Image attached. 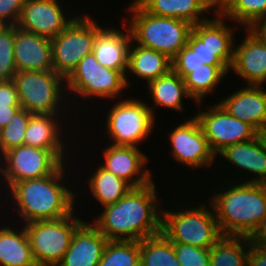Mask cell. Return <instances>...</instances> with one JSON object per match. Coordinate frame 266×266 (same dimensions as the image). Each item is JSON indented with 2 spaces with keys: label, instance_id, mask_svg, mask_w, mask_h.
Wrapping results in <instances>:
<instances>
[{
  "label": "cell",
  "instance_id": "cell-1",
  "mask_svg": "<svg viewBox=\"0 0 266 266\" xmlns=\"http://www.w3.org/2000/svg\"><path fill=\"white\" fill-rule=\"evenodd\" d=\"M156 200L153 182L132 188L118 202L105 206L94 226L109 241H141L156 236L161 233L162 222Z\"/></svg>",
  "mask_w": 266,
  "mask_h": 266
},
{
  "label": "cell",
  "instance_id": "cell-2",
  "mask_svg": "<svg viewBox=\"0 0 266 266\" xmlns=\"http://www.w3.org/2000/svg\"><path fill=\"white\" fill-rule=\"evenodd\" d=\"M211 206L222 235L251 238L266 218V184L234 185L214 195Z\"/></svg>",
  "mask_w": 266,
  "mask_h": 266
},
{
  "label": "cell",
  "instance_id": "cell-3",
  "mask_svg": "<svg viewBox=\"0 0 266 266\" xmlns=\"http://www.w3.org/2000/svg\"><path fill=\"white\" fill-rule=\"evenodd\" d=\"M63 165L46 177L18 181L10 187L20 216L26 223L55 220L72 214L74 193L58 183L64 173Z\"/></svg>",
  "mask_w": 266,
  "mask_h": 266
},
{
  "label": "cell",
  "instance_id": "cell-4",
  "mask_svg": "<svg viewBox=\"0 0 266 266\" xmlns=\"http://www.w3.org/2000/svg\"><path fill=\"white\" fill-rule=\"evenodd\" d=\"M128 30L138 45L166 54L171 60L187 44L193 25L181 19L157 16L145 11L136 1Z\"/></svg>",
  "mask_w": 266,
  "mask_h": 266
},
{
  "label": "cell",
  "instance_id": "cell-5",
  "mask_svg": "<svg viewBox=\"0 0 266 266\" xmlns=\"http://www.w3.org/2000/svg\"><path fill=\"white\" fill-rule=\"evenodd\" d=\"M213 213L204 206L179 212L161 211V233L172 243L210 249L223 236Z\"/></svg>",
  "mask_w": 266,
  "mask_h": 266
},
{
  "label": "cell",
  "instance_id": "cell-6",
  "mask_svg": "<svg viewBox=\"0 0 266 266\" xmlns=\"http://www.w3.org/2000/svg\"><path fill=\"white\" fill-rule=\"evenodd\" d=\"M73 213L55 220H39L25 225L37 266H57L68 250L75 230L83 223Z\"/></svg>",
  "mask_w": 266,
  "mask_h": 266
},
{
  "label": "cell",
  "instance_id": "cell-7",
  "mask_svg": "<svg viewBox=\"0 0 266 266\" xmlns=\"http://www.w3.org/2000/svg\"><path fill=\"white\" fill-rule=\"evenodd\" d=\"M101 30L88 17H75L61 33L51 39L54 71L66 80L78 63L93 53L94 40Z\"/></svg>",
  "mask_w": 266,
  "mask_h": 266
},
{
  "label": "cell",
  "instance_id": "cell-8",
  "mask_svg": "<svg viewBox=\"0 0 266 266\" xmlns=\"http://www.w3.org/2000/svg\"><path fill=\"white\" fill-rule=\"evenodd\" d=\"M13 81L22 109L31 114H57L61 83L66 81L62 76L55 71H17Z\"/></svg>",
  "mask_w": 266,
  "mask_h": 266
},
{
  "label": "cell",
  "instance_id": "cell-9",
  "mask_svg": "<svg viewBox=\"0 0 266 266\" xmlns=\"http://www.w3.org/2000/svg\"><path fill=\"white\" fill-rule=\"evenodd\" d=\"M216 14L220 18L193 25L186 45L204 64L227 66L230 69L234 53L233 34L225 26L222 14L218 11Z\"/></svg>",
  "mask_w": 266,
  "mask_h": 266
},
{
  "label": "cell",
  "instance_id": "cell-10",
  "mask_svg": "<svg viewBox=\"0 0 266 266\" xmlns=\"http://www.w3.org/2000/svg\"><path fill=\"white\" fill-rule=\"evenodd\" d=\"M63 153V149H42L24 144L3 154L7 164L0 171L9 187L18 181L43 178L63 164Z\"/></svg>",
  "mask_w": 266,
  "mask_h": 266
},
{
  "label": "cell",
  "instance_id": "cell-11",
  "mask_svg": "<svg viewBox=\"0 0 266 266\" xmlns=\"http://www.w3.org/2000/svg\"><path fill=\"white\" fill-rule=\"evenodd\" d=\"M151 108L139 100L116 103L107 117V132L114 146H136L148 136L154 125Z\"/></svg>",
  "mask_w": 266,
  "mask_h": 266
},
{
  "label": "cell",
  "instance_id": "cell-12",
  "mask_svg": "<svg viewBox=\"0 0 266 266\" xmlns=\"http://www.w3.org/2000/svg\"><path fill=\"white\" fill-rule=\"evenodd\" d=\"M127 79L121 71L100 65L91 53L78 63L65 82H68V88L81 96L112 99L128 86Z\"/></svg>",
  "mask_w": 266,
  "mask_h": 266
},
{
  "label": "cell",
  "instance_id": "cell-13",
  "mask_svg": "<svg viewBox=\"0 0 266 266\" xmlns=\"http://www.w3.org/2000/svg\"><path fill=\"white\" fill-rule=\"evenodd\" d=\"M195 117L216 155L229 145L244 143L257 136L250 124L230 115L219 103Z\"/></svg>",
  "mask_w": 266,
  "mask_h": 266
},
{
  "label": "cell",
  "instance_id": "cell-14",
  "mask_svg": "<svg viewBox=\"0 0 266 266\" xmlns=\"http://www.w3.org/2000/svg\"><path fill=\"white\" fill-rule=\"evenodd\" d=\"M169 137L173 146L172 155L188 166L209 165L216 156L195 116L172 130Z\"/></svg>",
  "mask_w": 266,
  "mask_h": 266
},
{
  "label": "cell",
  "instance_id": "cell-15",
  "mask_svg": "<svg viewBox=\"0 0 266 266\" xmlns=\"http://www.w3.org/2000/svg\"><path fill=\"white\" fill-rule=\"evenodd\" d=\"M57 0H25L17 27L52 39L74 19L64 17ZM68 20V21H67Z\"/></svg>",
  "mask_w": 266,
  "mask_h": 266
},
{
  "label": "cell",
  "instance_id": "cell-16",
  "mask_svg": "<svg viewBox=\"0 0 266 266\" xmlns=\"http://www.w3.org/2000/svg\"><path fill=\"white\" fill-rule=\"evenodd\" d=\"M14 60L16 71H54L51 39L19 29L15 25Z\"/></svg>",
  "mask_w": 266,
  "mask_h": 266
},
{
  "label": "cell",
  "instance_id": "cell-17",
  "mask_svg": "<svg viewBox=\"0 0 266 266\" xmlns=\"http://www.w3.org/2000/svg\"><path fill=\"white\" fill-rule=\"evenodd\" d=\"M104 158L105 164L99 166L125 180L133 188L143 187L153 182L151 173L148 170L145 171L144 169V171L141 172L147 159L146 156L137 149V146L111 145L104 151ZM139 173L142 174L140 175ZM136 175L138 177L133 179Z\"/></svg>",
  "mask_w": 266,
  "mask_h": 266
},
{
  "label": "cell",
  "instance_id": "cell-18",
  "mask_svg": "<svg viewBox=\"0 0 266 266\" xmlns=\"http://www.w3.org/2000/svg\"><path fill=\"white\" fill-rule=\"evenodd\" d=\"M108 239L94 226L83 222L57 266H98Z\"/></svg>",
  "mask_w": 266,
  "mask_h": 266
},
{
  "label": "cell",
  "instance_id": "cell-19",
  "mask_svg": "<svg viewBox=\"0 0 266 266\" xmlns=\"http://www.w3.org/2000/svg\"><path fill=\"white\" fill-rule=\"evenodd\" d=\"M234 49L231 69L248 81V85L261 86L266 81V44L251 30Z\"/></svg>",
  "mask_w": 266,
  "mask_h": 266
},
{
  "label": "cell",
  "instance_id": "cell-20",
  "mask_svg": "<svg viewBox=\"0 0 266 266\" xmlns=\"http://www.w3.org/2000/svg\"><path fill=\"white\" fill-rule=\"evenodd\" d=\"M263 89L261 86H246L219 104L230 115L258 131L266 126V92Z\"/></svg>",
  "mask_w": 266,
  "mask_h": 266
},
{
  "label": "cell",
  "instance_id": "cell-21",
  "mask_svg": "<svg viewBox=\"0 0 266 266\" xmlns=\"http://www.w3.org/2000/svg\"><path fill=\"white\" fill-rule=\"evenodd\" d=\"M125 35L121 30L102 29L94 40L93 54L100 65L121 71L124 75L128 69L131 33Z\"/></svg>",
  "mask_w": 266,
  "mask_h": 266
},
{
  "label": "cell",
  "instance_id": "cell-22",
  "mask_svg": "<svg viewBox=\"0 0 266 266\" xmlns=\"http://www.w3.org/2000/svg\"><path fill=\"white\" fill-rule=\"evenodd\" d=\"M148 13L184 20L192 25L208 18L202 15L213 6L212 0H135Z\"/></svg>",
  "mask_w": 266,
  "mask_h": 266
},
{
  "label": "cell",
  "instance_id": "cell-23",
  "mask_svg": "<svg viewBox=\"0 0 266 266\" xmlns=\"http://www.w3.org/2000/svg\"><path fill=\"white\" fill-rule=\"evenodd\" d=\"M219 154L241 169L258 174V178L247 182L266 184V151L257 136L244 143L229 145Z\"/></svg>",
  "mask_w": 266,
  "mask_h": 266
},
{
  "label": "cell",
  "instance_id": "cell-24",
  "mask_svg": "<svg viewBox=\"0 0 266 266\" xmlns=\"http://www.w3.org/2000/svg\"><path fill=\"white\" fill-rule=\"evenodd\" d=\"M172 69L171 59L164 53L141 45L129 49L128 70L147 82L167 74Z\"/></svg>",
  "mask_w": 266,
  "mask_h": 266
},
{
  "label": "cell",
  "instance_id": "cell-25",
  "mask_svg": "<svg viewBox=\"0 0 266 266\" xmlns=\"http://www.w3.org/2000/svg\"><path fill=\"white\" fill-rule=\"evenodd\" d=\"M0 266H37L25 228L18 233L0 229Z\"/></svg>",
  "mask_w": 266,
  "mask_h": 266
},
{
  "label": "cell",
  "instance_id": "cell-26",
  "mask_svg": "<svg viewBox=\"0 0 266 266\" xmlns=\"http://www.w3.org/2000/svg\"><path fill=\"white\" fill-rule=\"evenodd\" d=\"M56 114H32L25 131L24 144L42 149H63ZM58 126V127H57Z\"/></svg>",
  "mask_w": 266,
  "mask_h": 266
},
{
  "label": "cell",
  "instance_id": "cell-27",
  "mask_svg": "<svg viewBox=\"0 0 266 266\" xmlns=\"http://www.w3.org/2000/svg\"><path fill=\"white\" fill-rule=\"evenodd\" d=\"M149 91L156 105L182 111V97L189 94L182 79L172 69L165 75L149 82Z\"/></svg>",
  "mask_w": 266,
  "mask_h": 266
},
{
  "label": "cell",
  "instance_id": "cell-28",
  "mask_svg": "<svg viewBox=\"0 0 266 266\" xmlns=\"http://www.w3.org/2000/svg\"><path fill=\"white\" fill-rule=\"evenodd\" d=\"M250 245V237L222 236L210 248V266H248V253L241 243Z\"/></svg>",
  "mask_w": 266,
  "mask_h": 266
},
{
  "label": "cell",
  "instance_id": "cell-29",
  "mask_svg": "<svg viewBox=\"0 0 266 266\" xmlns=\"http://www.w3.org/2000/svg\"><path fill=\"white\" fill-rule=\"evenodd\" d=\"M89 185L93 196L96 197L104 207L118 202L133 188L125 180L101 167H98L89 180Z\"/></svg>",
  "mask_w": 266,
  "mask_h": 266
},
{
  "label": "cell",
  "instance_id": "cell-30",
  "mask_svg": "<svg viewBox=\"0 0 266 266\" xmlns=\"http://www.w3.org/2000/svg\"><path fill=\"white\" fill-rule=\"evenodd\" d=\"M140 266H181L173 243L162 233L140 241Z\"/></svg>",
  "mask_w": 266,
  "mask_h": 266
},
{
  "label": "cell",
  "instance_id": "cell-31",
  "mask_svg": "<svg viewBox=\"0 0 266 266\" xmlns=\"http://www.w3.org/2000/svg\"><path fill=\"white\" fill-rule=\"evenodd\" d=\"M227 66H210L207 68L193 69L184 78L189 97L196 102H201L208 93L212 92L217 84L222 80V77L229 72Z\"/></svg>",
  "mask_w": 266,
  "mask_h": 266
},
{
  "label": "cell",
  "instance_id": "cell-32",
  "mask_svg": "<svg viewBox=\"0 0 266 266\" xmlns=\"http://www.w3.org/2000/svg\"><path fill=\"white\" fill-rule=\"evenodd\" d=\"M216 11L250 29L266 17V0H228L220 9L216 8Z\"/></svg>",
  "mask_w": 266,
  "mask_h": 266
},
{
  "label": "cell",
  "instance_id": "cell-33",
  "mask_svg": "<svg viewBox=\"0 0 266 266\" xmlns=\"http://www.w3.org/2000/svg\"><path fill=\"white\" fill-rule=\"evenodd\" d=\"M98 266H140V241H108Z\"/></svg>",
  "mask_w": 266,
  "mask_h": 266
},
{
  "label": "cell",
  "instance_id": "cell-34",
  "mask_svg": "<svg viewBox=\"0 0 266 266\" xmlns=\"http://www.w3.org/2000/svg\"><path fill=\"white\" fill-rule=\"evenodd\" d=\"M31 115L30 112L20 108L9 123L0 130V150L2 154L14 147L24 145L25 131Z\"/></svg>",
  "mask_w": 266,
  "mask_h": 266
},
{
  "label": "cell",
  "instance_id": "cell-35",
  "mask_svg": "<svg viewBox=\"0 0 266 266\" xmlns=\"http://www.w3.org/2000/svg\"><path fill=\"white\" fill-rule=\"evenodd\" d=\"M15 26H6L0 32V81H10L15 77L14 60Z\"/></svg>",
  "mask_w": 266,
  "mask_h": 266
},
{
  "label": "cell",
  "instance_id": "cell-36",
  "mask_svg": "<svg viewBox=\"0 0 266 266\" xmlns=\"http://www.w3.org/2000/svg\"><path fill=\"white\" fill-rule=\"evenodd\" d=\"M173 245L181 266H210V249L181 243Z\"/></svg>",
  "mask_w": 266,
  "mask_h": 266
},
{
  "label": "cell",
  "instance_id": "cell-37",
  "mask_svg": "<svg viewBox=\"0 0 266 266\" xmlns=\"http://www.w3.org/2000/svg\"><path fill=\"white\" fill-rule=\"evenodd\" d=\"M172 70L184 79L193 69L207 68V64L200 61L195 52L185 45L171 60Z\"/></svg>",
  "mask_w": 266,
  "mask_h": 266
},
{
  "label": "cell",
  "instance_id": "cell-38",
  "mask_svg": "<svg viewBox=\"0 0 266 266\" xmlns=\"http://www.w3.org/2000/svg\"><path fill=\"white\" fill-rule=\"evenodd\" d=\"M24 2L25 0H0V22L7 26L17 25ZM8 20L11 22L8 23Z\"/></svg>",
  "mask_w": 266,
  "mask_h": 266
},
{
  "label": "cell",
  "instance_id": "cell-39",
  "mask_svg": "<svg viewBox=\"0 0 266 266\" xmlns=\"http://www.w3.org/2000/svg\"><path fill=\"white\" fill-rule=\"evenodd\" d=\"M0 106H21L13 80L0 81Z\"/></svg>",
  "mask_w": 266,
  "mask_h": 266
},
{
  "label": "cell",
  "instance_id": "cell-40",
  "mask_svg": "<svg viewBox=\"0 0 266 266\" xmlns=\"http://www.w3.org/2000/svg\"><path fill=\"white\" fill-rule=\"evenodd\" d=\"M249 246L248 266H266V250L252 243Z\"/></svg>",
  "mask_w": 266,
  "mask_h": 266
},
{
  "label": "cell",
  "instance_id": "cell-41",
  "mask_svg": "<svg viewBox=\"0 0 266 266\" xmlns=\"http://www.w3.org/2000/svg\"><path fill=\"white\" fill-rule=\"evenodd\" d=\"M252 244L266 250V218L251 237Z\"/></svg>",
  "mask_w": 266,
  "mask_h": 266
},
{
  "label": "cell",
  "instance_id": "cell-42",
  "mask_svg": "<svg viewBox=\"0 0 266 266\" xmlns=\"http://www.w3.org/2000/svg\"><path fill=\"white\" fill-rule=\"evenodd\" d=\"M21 106H0V130L4 128Z\"/></svg>",
  "mask_w": 266,
  "mask_h": 266
},
{
  "label": "cell",
  "instance_id": "cell-43",
  "mask_svg": "<svg viewBox=\"0 0 266 266\" xmlns=\"http://www.w3.org/2000/svg\"><path fill=\"white\" fill-rule=\"evenodd\" d=\"M250 29L266 44V17L257 21Z\"/></svg>",
  "mask_w": 266,
  "mask_h": 266
},
{
  "label": "cell",
  "instance_id": "cell-44",
  "mask_svg": "<svg viewBox=\"0 0 266 266\" xmlns=\"http://www.w3.org/2000/svg\"><path fill=\"white\" fill-rule=\"evenodd\" d=\"M257 138L259 139L264 150L266 151V126L257 131Z\"/></svg>",
  "mask_w": 266,
  "mask_h": 266
},
{
  "label": "cell",
  "instance_id": "cell-45",
  "mask_svg": "<svg viewBox=\"0 0 266 266\" xmlns=\"http://www.w3.org/2000/svg\"><path fill=\"white\" fill-rule=\"evenodd\" d=\"M228 0H212L213 6H217V8H221Z\"/></svg>",
  "mask_w": 266,
  "mask_h": 266
},
{
  "label": "cell",
  "instance_id": "cell-46",
  "mask_svg": "<svg viewBox=\"0 0 266 266\" xmlns=\"http://www.w3.org/2000/svg\"><path fill=\"white\" fill-rule=\"evenodd\" d=\"M7 25H4L2 22H0V32L6 27Z\"/></svg>",
  "mask_w": 266,
  "mask_h": 266
}]
</instances>
